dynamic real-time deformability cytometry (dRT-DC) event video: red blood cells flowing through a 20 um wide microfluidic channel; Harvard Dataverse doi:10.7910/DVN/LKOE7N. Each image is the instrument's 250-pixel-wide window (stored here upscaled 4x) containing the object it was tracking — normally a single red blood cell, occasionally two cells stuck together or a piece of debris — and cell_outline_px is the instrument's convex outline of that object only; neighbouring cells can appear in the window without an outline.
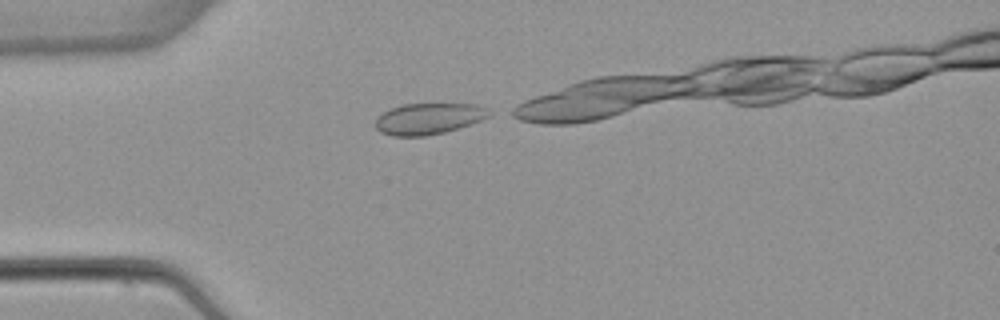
{"species": "common noctule bat (a hibernating species)", "species_latin": "Nyctalus noctula", "temperature_condition": "warm", "stored_images_in_passage": 6, "camera_frame_rate_fps": 3000, "um_per_image_px": 0.085, "animal": {"sex": "female", "body_mass_g": 22.7, "forearm_length_mm": 54.2}, "frame": {"image": 1, "passage_image": 1, "time_ms": 0.0, "image_size_px": [1000, 320], "cell_outline_px": [[496, 112], [480, 120], [444, 132], [424, 136], [392, 136], [380, 132], [376, 128], [376, 116], [392, 108], [404, 104], [476, 104], [488, 108]], "centroid_in_image_um": [36.43, 10.08], "position_along_channel_um": 48.6, "area_um2": 20.58}}